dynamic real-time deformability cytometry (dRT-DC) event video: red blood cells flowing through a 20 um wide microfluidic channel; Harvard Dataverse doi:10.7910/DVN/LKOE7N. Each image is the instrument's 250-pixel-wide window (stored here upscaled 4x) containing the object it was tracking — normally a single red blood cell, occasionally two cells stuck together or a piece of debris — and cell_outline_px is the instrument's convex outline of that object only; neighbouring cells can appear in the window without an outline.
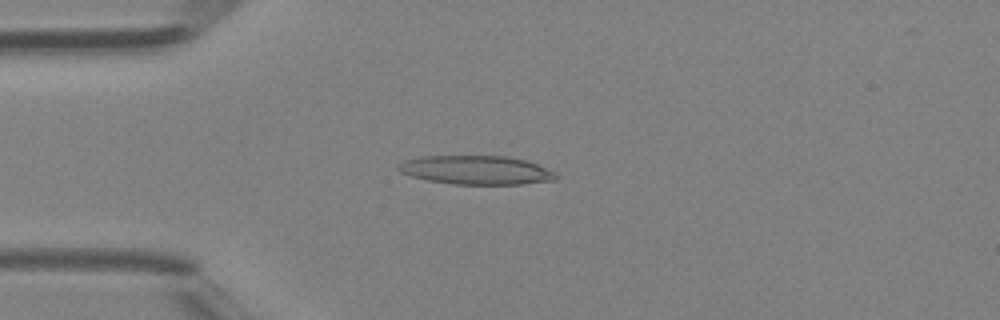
{"species": "Egyptian fruit bat (a non-hibernating species)", "species_latin": "Rousettus aegyptiacus", "temperature_condition": "room temperature", "stored_images_in_passage": 42, "camera_frame_rate_fps": 3000, "um_per_image_px": 0.085, "animal": {"sex": "female"}, "frame": {"image": 1, "passage_image": 11, "time_ms": 3.333, "image_size_px": [1000, 320], "cell_outline_px": [[560, 176], [556, 180], [524, 184], [452, 184], [428, 180], [412, 176], [400, 172], [396, 168], [404, 160], [420, 156], [508, 156], [528, 160], [556, 172]], "centroid_in_image_um": [40.53, 14.45], "position_along_channel_um": 44.5, "area_um2": 26.7}}
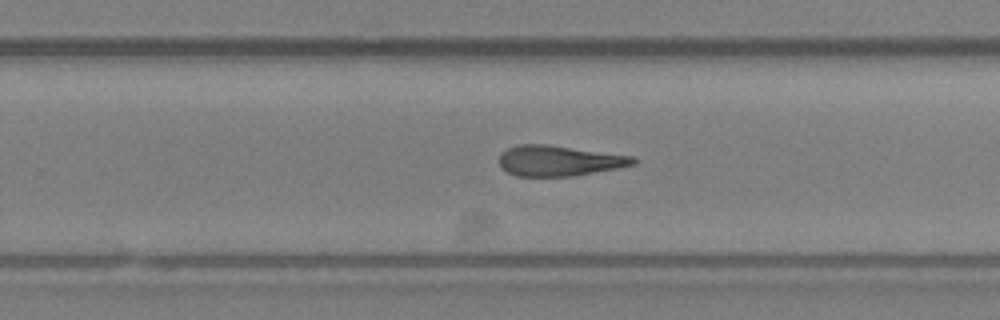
{"frame": {"image": 2, "passage_image": 27, "time_ms": 8.667, "image_size_px": [1000, 320], "cell_outline_px": [[636, 164], [616, 168], [572, 176], [516, 176], [508, 172], [500, 164], [500, 152], [516, 144], [544, 144], [632, 156], [636, 160]], "centroid_in_image_um": [47.48, 13.66], "position_along_channel_um": 282.3, "area_um2": 23.47}}
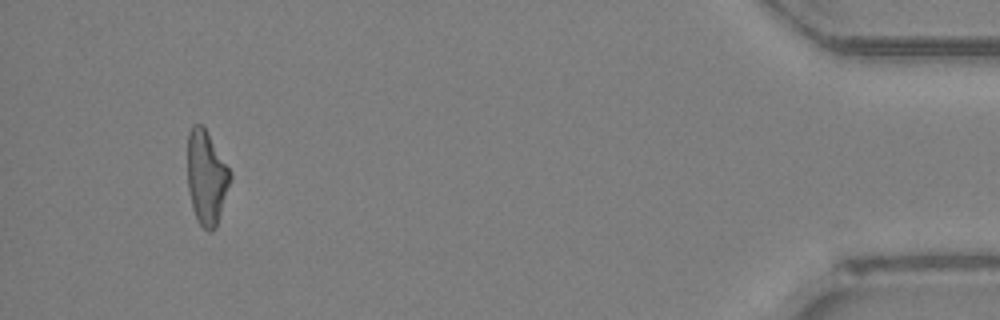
{"frame": {"image": 3, "passage_image": 40, "time_ms": 13.0, "image_size_px": [1000, 320], "cell_outline_px": [[232, 180], [216, 228], [208, 232], [196, 220], [192, 208], [188, 188], [188, 132], [192, 124], [200, 124], [204, 128], [232, 172]], "centroid_in_image_um": [17.56, 15.13], "position_along_channel_um": 417.6, "area_um2": 23.52}}